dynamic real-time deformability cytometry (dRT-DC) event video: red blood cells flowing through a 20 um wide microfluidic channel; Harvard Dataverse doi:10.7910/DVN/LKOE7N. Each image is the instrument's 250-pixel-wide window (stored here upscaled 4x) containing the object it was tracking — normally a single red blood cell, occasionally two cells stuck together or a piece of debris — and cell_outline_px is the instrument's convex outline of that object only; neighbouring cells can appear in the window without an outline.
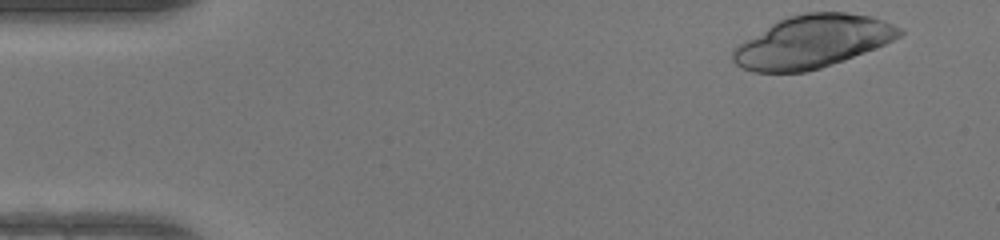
{"species": "human", "species_latin": "Homo sapiens", "temperature_condition": "warm", "stored_images_in_passage": 34, "camera_frame_rate_fps": 3000, "um_per_image_px": 0.085, "donor": {"sex": "female"}, "frame": {"image": 1, "passage_image": 1, "time_ms": 0.0, "image_size_px": [1000, 240], "cell_outline_px": [[904, 32], [900, 36], [884, 44], [844, 60], [820, 68], [804, 72], [752, 72], [736, 64], [732, 60], [732, 48], [772, 24], [788, 16], [808, 12], [848, 12], [872, 16], [884, 20], [904, 28]], "centroid_in_image_um": [69.08, 3.53], "position_along_channel_um": 15.9, "area_um2": 50.86}}
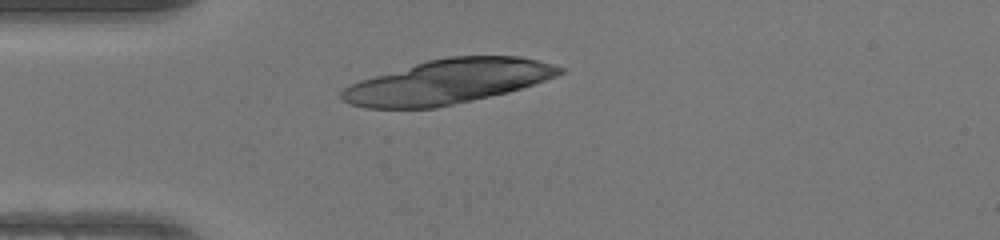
{"frame": {"image": 2, "passage_image": 10, "time_ms": 3.0, "image_size_px": [1000, 240], "cell_outline_px": [[568, 72], [508, 92], [436, 108], [364, 108], [348, 104], [340, 96], [340, 92], [344, 88], [360, 80], [428, 60], [452, 56], [520, 56], [568, 68]], "centroid_in_image_um": [38.09, 6.94], "position_along_channel_um": 46.9, "area_um2": 56.01}}